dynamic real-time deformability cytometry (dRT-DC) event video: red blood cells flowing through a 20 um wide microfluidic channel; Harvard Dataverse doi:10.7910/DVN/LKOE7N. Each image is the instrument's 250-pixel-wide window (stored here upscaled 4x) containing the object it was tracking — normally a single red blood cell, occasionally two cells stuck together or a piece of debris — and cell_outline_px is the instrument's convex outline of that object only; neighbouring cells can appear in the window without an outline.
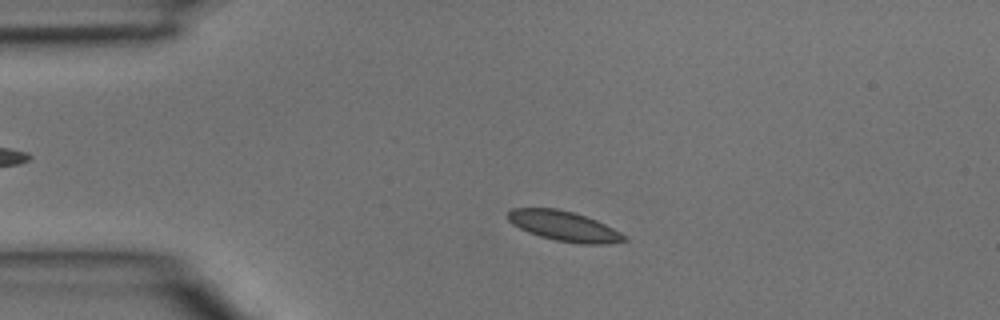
{"species": "common noctule bat (a hibernating species)", "species_latin": "Nyctalus noctula", "temperature_condition": "room temperature", "stored_images_in_passage": 3, "camera_frame_rate_fps": 3000, "um_per_image_px": 0.085, "animal": {"sex": "male", "body_mass_g": 15.6}, "frame": {"image": 1, "passage_image": 2, "time_ms": 0.333, "image_size_px": [1000, 320], "cell_outline_px": [[628, 240], [608, 244], [580, 244], [556, 240], [540, 236], [528, 232], [512, 224], [508, 220], [508, 212], [512, 208], [556, 208], [572, 212], [596, 220], [628, 236]], "centroid_in_image_um": [47.95, 19.22], "position_along_channel_um": 37.0, "area_um2": 20.23}}